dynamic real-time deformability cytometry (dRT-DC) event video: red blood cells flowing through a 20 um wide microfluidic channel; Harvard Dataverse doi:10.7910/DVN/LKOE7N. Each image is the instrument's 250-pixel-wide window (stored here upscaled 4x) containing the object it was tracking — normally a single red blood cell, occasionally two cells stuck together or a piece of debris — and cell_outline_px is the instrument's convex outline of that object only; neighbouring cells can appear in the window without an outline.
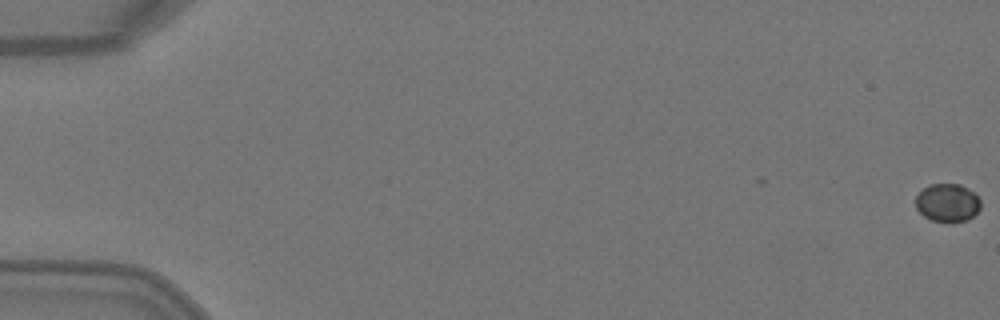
{"species": "Egyptian fruit bat (a non-hibernating species)", "species_latin": "Rousettus aegyptiacus", "temperature_condition": "warm", "stored_images_in_passage": 6, "camera_frame_rate_fps": 3000, "um_per_image_px": 0.085, "animal": {"sex": "female"}, "frame": {"image": 1, "passage_image": 1, "time_ms": 0.0, "image_size_px": [1000, 320], "cell_outline_px": [[980, 208], [968, 220], [932, 220], [924, 216], [916, 208], [916, 196], [928, 184], [960, 184], [968, 188], [980, 200]], "centroid_in_image_um": [80.52, 17.2], "position_along_channel_um": 4.5, "area_um2": 14.05}}
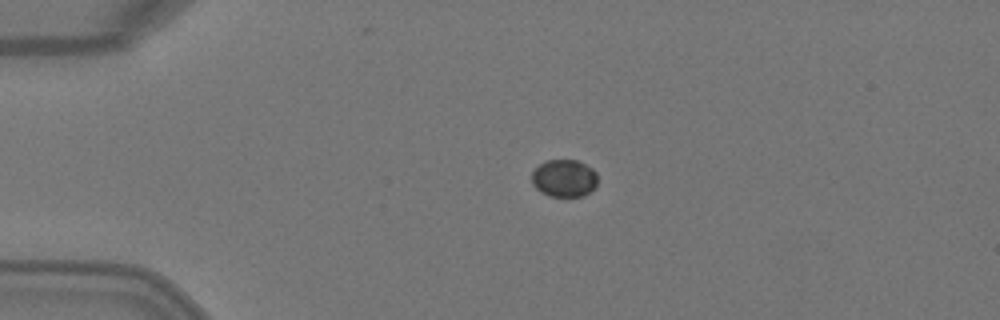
{"frame": {"image": 2, "passage_image": 4, "time_ms": 1.0, "image_size_px": [1000, 320], "cell_outline_px": [[596, 184], [584, 196], [548, 196], [540, 192], [532, 184], [532, 172], [540, 164], [548, 160], [576, 160], [592, 168], [596, 172]], "centroid_in_image_um": [47.93, 15.15], "position_along_channel_um": 37.1, "area_um2": 14.22}}
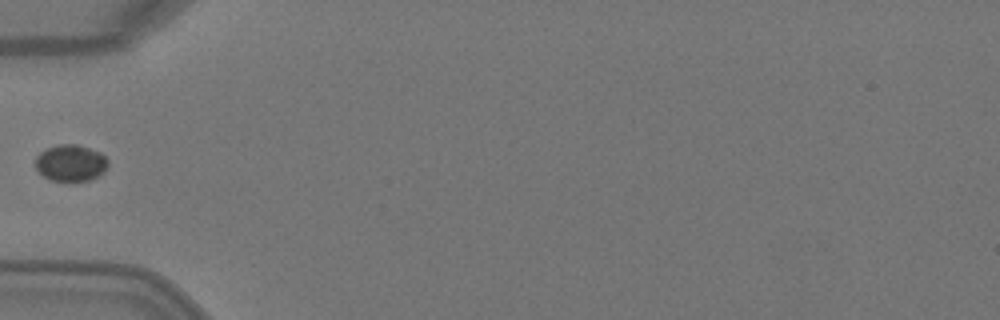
{"frame": {"image": 3, "passage_image": 5, "time_ms": 1.333, "image_size_px": [1000, 320], "cell_outline_px": [[108, 164], [104, 172], [88, 180], [48, 180], [36, 168], [36, 156], [40, 152], [48, 148], [60, 144], [76, 144], [100, 152], [108, 160]], "centroid_in_image_um": [6.0, 13.84], "position_along_channel_um": 79.0, "area_um2": 15.2}}